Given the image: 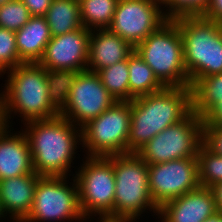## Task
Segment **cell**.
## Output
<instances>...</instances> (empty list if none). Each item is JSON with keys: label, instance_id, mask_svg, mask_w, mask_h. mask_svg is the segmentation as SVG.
<instances>
[{"label": "cell", "instance_id": "5bb4252c", "mask_svg": "<svg viewBox=\"0 0 222 222\" xmlns=\"http://www.w3.org/2000/svg\"><path fill=\"white\" fill-rule=\"evenodd\" d=\"M90 32L83 26L52 37L39 64L59 79L87 70Z\"/></svg>", "mask_w": 222, "mask_h": 222}, {"label": "cell", "instance_id": "4316f807", "mask_svg": "<svg viewBox=\"0 0 222 222\" xmlns=\"http://www.w3.org/2000/svg\"><path fill=\"white\" fill-rule=\"evenodd\" d=\"M160 2L167 19H175L183 16H202L210 0H160Z\"/></svg>", "mask_w": 222, "mask_h": 222}, {"label": "cell", "instance_id": "ac0fdd59", "mask_svg": "<svg viewBox=\"0 0 222 222\" xmlns=\"http://www.w3.org/2000/svg\"><path fill=\"white\" fill-rule=\"evenodd\" d=\"M134 48L120 36L108 29L91 30L87 70L99 72L118 62L126 60Z\"/></svg>", "mask_w": 222, "mask_h": 222}, {"label": "cell", "instance_id": "7c38bea8", "mask_svg": "<svg viewBox=\"0 0 222 222\" xmlns=\"http://www.w3.org/2000/svg\"><path fill=\"white\" fill-rule=\"evenodd\" d=\"M161 8L160 0H119L107 29L135 48L168 20Z\"/></svg>", "mask_w": 222, "mask_h": 222}, {"label": "cell", "instance_id": "277c9868", "mask_svg": "<svg viewBox=\"0 0 222 222\" xmlns=\"http://www.w3.org/2000/svg\"><path fill=\"white\" fill-rule=\"evenodd\" d=\"M183 40L189 87L198 79L222 73V24L203 16L173 19Z\"/></svg>", "mask_w": 222, "mask_h": 222}, {"label": "cell", "instance_id": "f546056e", "mask_svg": "<svg viewBox=\"0 0 222 222\" xmlns=\"http://www.w3.org/2000/svg\"><path fill=\"white\" fill-rule=\"evenodd\" d=\"M31 16H45L53 0H21Z\"/></svg>", "mask_w": 222, "mask_h": 222}, {"label": "cell", "instance_id": "4dcf8cb0", "mask_svg": "<svg viewBox=\"0 0 222 222\" xmlns=\"http://www.w3.org/2000/svg\"><path fill=\"white\" fill-rule=\"evenodd\" d=\"M202 16L222 24V0H210Z\"/></svg>", "mask_w": 222, "mask_h": 222}, {"label": "cell", "instance_id": "44dd1931", "mask_svg": "<svg viewBox=\"0 0 222 222\" xmlns=\"http://www.w3.org/2000/svg\"><path fill=\"white\" fill-rule=\"evenodd\" d=\"M44 17L52 37L83 27L78 0H53Z\"/></svg>", "mask_w": 222, "mask_h": 222}, {"label": "cell", "instance_id": "f1b7e54d", "mask_svg": "<svg viewBox=\"0 0 222 222\" xmlns=\"http://www.w3.org/2000/svg\"><path fill=\"white\" fill-rule=\"evenodd\" d=\"M202 143L214 154L222 156V129L203 123Z\"/></svg>", "mask_w": 222, "mask_h": 222}, {"label": "cell", "instance_id": "8d00e7d4", "mask_svg": "<svg viewBox=\"0 0 222 222\" xmlns=\"http://www.w3.org/2000/svg\"><path fill=\"white\" fill-rule=\"evenodd\" d=\"M2 217L5 218L6 215H5V213H4V211H3L2 207H1V203H0V220L3 221Z\"/></svg>", "mask_w": 222, "mask_h": 222}, {"label": "cell", "instance_id": "d590c367", "mask_svg": "<svg viewBox=\"0 0 222 222\" xmlns=\"http://www.w3.org/2000/svg\"><path fill=\"white\" fill-rule=\"evenodd\" d=\"M98 222H135V220H109V219H99Z\"/></svg>", "mask_w": 222, "mask_h": 222}, {"label": "cell", "instance_id": "d6a6232c", "mask_svg": "<svg viewBox=\"0 0 222 222\" xmlns=\"http://www.w3.org/2000/svg\"><path fill=\"white\" fill-rule=\"evenodd\" d=\"M205 125H215L217 128L222 129V112H209L204 118Z\"/></svg>", "mask_w": 222, "mask_h": 222}, {"label": "cell", "instance_id": "836d02e7", "mask_svg": "<svg viewBox=\"0 0 222 222\" xmlns=\"http://www.w3.org/2000/svg\"><path fill=\"white\" fill-rule=\"evenodd\" d=\"M6 126L3 112V93H0V131Z\"/></svg>", "mask_w": 222, "mask_h": 222}, {"label": "cell", "instance_id": "484cf974", "mask_svg": "<svg viewBox=\"0 0 222 222\" xmlns=\"http://www.w3.org/2000/svg\"><path fill=\"white\" fill-rule=\"evenodd\" d=\"M21 0H13L0 6V27L12 31L21 29L31 18Z\"/></svg>", "mask_w": 222, "mask_h": 222}, {"label": "cell", "instance_id": "2e32d148", "mask_svg": "<svg viewBox=\"0 0 222 222\" xmlns=\"http://www.w3.org/2000/svg\"><path fill=\"white\" fill-rule=\"evenodd\" d=\"M11 131L9 126L0 131V181L35 172L25 132Z\"/></svg>", "mask_w": 222, "mask_h": 222}, {"label": "cell", "instance_id": "6da1fadb", "mask_svg": "<svg viewBox=\"0 0 222 222\" xmlns=\"http://www.w3.org/2000/svg\"><path fill=\"white\" fill-rule=\"evenodd\" d=\"M3 112L6 126L18 115L25 124L60 116V79L39 63H23L5 72Z\"/></svg>", "mask_w": 222, "mask_h": 222}, {"label": "cell", "instance_id": "9c48e42d", "mask_svg": "<svg viewBox=\"0 0 222 222\" xmlns=\"http://www.w3.org/2000/svg\"><path fill=\"white\" fill-rule=\"evenodd\" d=\"M131 124V101H116L97 118L81 127L82 147L91 157L127 153Z\"/></svg>", "mask_w": 222, "mask_h": 222}, {"label": "cell", "instance_id": "d4e9b609", "mask_svg": "<svg viewBox=\"0 0 222 222\" xmlns=\"http://www.w3.org/2000/svg\"><path fill=\"white\" fill-rule=\"evenodd\" d=\"M198 180L201 187L222 181V156L214 154L203 143L197 153Z\"/></svg>", "mask_w": 222, "mask_h": 222}, {"label": "cell", "instance_id": "cb8c5ba5", "mask_svg": "<svg viewBox=\"0 0 222 222\" xmlns=\"http://www.w3.org/2000/svg\"><path fill=\"white\" fill-rule=\"evenodd\" d=\"M103 86L116 101H129L128 58L98 72Z\"/></svg>", "mask_w": 222, "mask_h": 222}, {"label": "cell", "instance_id": "1f68e13d", "mask_svg": "<svg viewBox=\"0 0 222 222\" xmlns=\"http://www.w3.org/2000/svg\"><path fill=\"white\" fill-rule=\"evenodd\" d=\"M213 193L216 211L222 214V181H219L209 187Z\"/></svg>", "mask_w": 222, "mask_h": 222}, {"label": "cell", "instance_id": "8fae6325", "mask_svg": "<svg viewBox=\"0 0 222 222\" xmlns=\"http://www.w3.org/2000/svg\"><path fill=\"white\" fill-rule=\"evenodd\" d=\"M203 118L192 111L149 140L136 154L148 165L181 158H197L202 144Z\"/></svg>", "mask_w": 222, "mask_h": 222}, {"label": "cell", "instance_id": "ffe728a7", "mask_svg": "<svg viewBox=\"0 0 222 222\" xmlns=\"http://www.w3.org/2000/svg\"><path fill=\"white\" fill-rule=\"evenodd\" d=\"M192 110L204 118L222 112V73L198 79L192 86Z\"/></svg>", "mask_w": 222, "mask_h": 222}, {"label": "cell", "instance_id": "e575fe53", "mask_svg": "<svg viewBox=\"0 0 222 222\" xmlns=\"http://www.w3.org/2000/svg\"><path fill=\"white\" fill-rule=\"evenodd\" d=\"M203 222H222V214L217 212L213 216L208 217Z\"/></svg>", "mask_w": 222, "mask_h": 222}, {"label": "cell", "instance_id": "4fadbf2b", "mask_svg": "<svg viewBox=\"0 0 222 222\" xmlns=\"http://www.w3.org/2000/svg\"><path fill=\"white\" fill-rule=\"evenodd\" d=\"M148 174L150 194L159 208L164 203L200 186L197 158L149 164Z\"/></svg>", "mask_w": 222, "mask_h": 222}, {"label": "cell", "instance_id": "7402d4cb", "mask_svg": "<svg viewBox=\"0 0 222 222\" xmlns=\"http://www.w3.org/2000/svg\"><path fill=\"white\" fill-rule=\"evenodd\" d=\"M129 101L134 98L158 92L165 86L157 79L153 70L134 50L128 56Z\"/></svg>", "mask_w": 222, "mask_h": 222}, {"label": "cell", "instance_id": "74e56055", "mask_svg": "<svg viewBox=\"0 0 222 222\" xmlns=\"http://www.w3.org/2000/svg\"><path fill=\"white\" fill-rule=\"evenodd\" d=\"M10 1H13V0H0V6Z\"/></svg>", "mask_w": 222, "mask_h": 222}, {"label": "cell", "instance_id": "e0dca14e", "mask_svg": "<svg viewBox=\"0 0 222 222\" xmlns=\"http://www.w3.org/2000/svg\"><path fill=\"white\" fill-rule=\"evenodd\" d=\"M41 176L32 174L0 181V203L7 218L22 222L30 213L37 181Z\"/></svg>", "mask_w": 222, "mask_h": 222}, {"label": "cell", "instance_id": "9a60e30c", "mask_svg": "<svg viewBox=\"0 0 222 222\" xmlns=\"http://www.w3.org/2000/svg\"><path fill=\"white\" fill-rule=\"evenodd\" d=\"M215 213L217 211L212 191L208 187L199 186L164 203L159 208L158 219L161 222H203Z\"/></svg>", "mask_w": 222, "mask_h": 222}, {"label": "cell", "instance_id": "603a6c76", "mask_svg": "<svg viewBox=\"0 0 222 222\" xmlns=\"http://www.w3.org/2000/svg\"><path fill=\"white\" fill-rule=\"evenodd\" d=\"M81 21L89 30L107 29L119 0H78Z\"/></svg>", "mask_w": 222, "mask_h": 222}, {"label": "cell", "instance_id": "8992f818", "mask_svg": "<svg viewBox=\"0 0 222 222\" xmlns=\"http://www.w3.org/2000/svg\"><path fill=\"white\" fill-rule=\"evenodd\" d=\"M134 50L165 87H189L183 40L173 19L149 34Z\"/></svg>", "mask_w": 222, "mask_h": 222}, {"label": "cell", "instance_id": "7a4b0ae2", "mask_svg": "<svg viewBox=\"0 0 222 222\" xmlns=\"http://www.w3.org/2000/svg\"><path fill=\"white\" fill-rule=\"evenodd\" d=\"M191 87H165L131 101L127 153H136L158 133L192 112Z\"/></svg>", "mask_w": 222, "mask_h": 222}, {"label": "cell", "instance_id": "52a82bcc", "mask_svg": "<svg viewBox=\"0 0 222 222\" xmlns=\"http://www.w3.org/2000/svg\"><path fill=\"white\" fill-rule=\"evenodd\" d=\"M115 102L97 72L84 70L60 78V116L75 126L81 128Z\"/></svg>", "mask_w": 222, "mask_h": 222}, {"label": "cell", "instance_id": "3957f363", "mask_svg": "<svg viewBox=\"0 0 222 222\" xmlns=\"http://www.w3.org/2000/svg\"><path fill=\"white\" fill-rule=\"evenodd\" d=\"M32 155L33 169L39 176H71L69 170L82 145L81 128L62 116L24 124ZM80 143V144H79Z\"/></svg>", "mask_w": 222, "mask_h": 222}, {"label": "cell", "instance_id": "ba28073f", "mask_svg": "<svg viewBox=\"0 0 222 222\" xmlns=\"http://www.w3.org/2000/svg\"><path fill=\"white\" fill-rule=\"evenodd\" d=\"M78 172L73 174L79 195L80 208L86 220L94 216L113 220L115 174L113 156H85ZM91 216V217H90Z\"/></svg>", "mask_w": 222, "mask_h": 222}, {"label": "cell", "instance_id": "d6986e66", "mask_svg": "<svg viewBox=\"0 0 222 222\" xmlns=\"http://www.w3.org/2000/svg\"><path fill=\"white\" fill-rule=\"evenodd\" d=\"M15 36L18 55L24 63H39L52 38L44 16H32Z\"/></svg>", "mask_w": 222, "mask_h": 222}, {"label": "cell", "instance_id": "83f0119b", "mask_svg": "<svg viewBox=\"0 0 222 222\" xmlns=\"http://www.w3.org/2000/svg\"><path fill=\"white\" fill-rule=\"evenodd\" d=\"M23 63L18 55L15 31L0 27V76Z\"/></svg>", "mask_w": 222, "mask_h": 222}, {"label": "cell", "instance_id": "30bf717a", "mask_svg": "<svg viewBox=\"0 0 222 222\" xmlns=\"http://www.w3.org/2000/svg\"><path fill=\"white\" fill-rule=\"evenodd\" d=\"M67 178L41 176L37 181L32 209L22 222L86 221L80 208L75 178H71L72 183Z\"/></svg>", "mask_w": 222, "mask_h": 222}, {"label": "cell", "instance_id": "5b68a950", "mask_svg": "<svg viewBox=\"0 0 222 222\" xmlns=\"http://www.w3.org/2000/svg\"><path fill=\"white\" fill-rule=\"evenodd\" d=\"M115 198L113 220H137L146 212L158 216L159 207L149 190L148 164L136 153L113 156Z\"/></svg>", "mask_w": 222, "mask_h": 222}]
</instances>
